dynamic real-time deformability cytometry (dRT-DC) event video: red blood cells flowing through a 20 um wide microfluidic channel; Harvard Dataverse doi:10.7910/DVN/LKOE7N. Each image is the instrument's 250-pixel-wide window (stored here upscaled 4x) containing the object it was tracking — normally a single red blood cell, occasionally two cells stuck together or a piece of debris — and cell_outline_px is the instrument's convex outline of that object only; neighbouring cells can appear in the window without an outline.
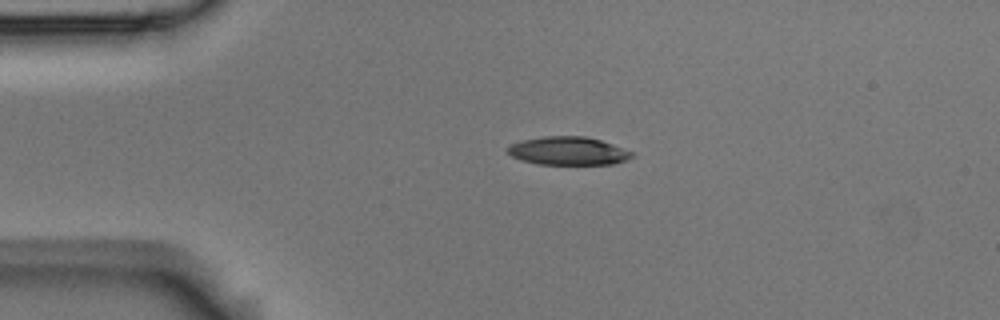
{"species": "Egyptian fruit bat (a non-hibernating species)", "species_latin": "Rousettus aegyptiacus", "temperature_condition": "room temperature", "stored_images_in_passage": 3, "camera_frame_rate_fps": 3000, "um_per_image_px": 0.085, "animal": {"sex": "male"}, "frame": {"image": 1, "passage_image": 2, "time_ms": 0.333, "image_size_px": [1000, 320], "cell_outline_px": [[636, 156], [612, 164], [540, 164], [520, 160], [512, 156], [508, 152], [508, 148], [512, 144], [524, 140], [544, 136], [584, 136], [600, 140], [612, 144], [632, 152]], "centroid_in_image_um": [48.31, 12.83], "position_along_channel_um": 36.7, "area_um2": 20.17}}